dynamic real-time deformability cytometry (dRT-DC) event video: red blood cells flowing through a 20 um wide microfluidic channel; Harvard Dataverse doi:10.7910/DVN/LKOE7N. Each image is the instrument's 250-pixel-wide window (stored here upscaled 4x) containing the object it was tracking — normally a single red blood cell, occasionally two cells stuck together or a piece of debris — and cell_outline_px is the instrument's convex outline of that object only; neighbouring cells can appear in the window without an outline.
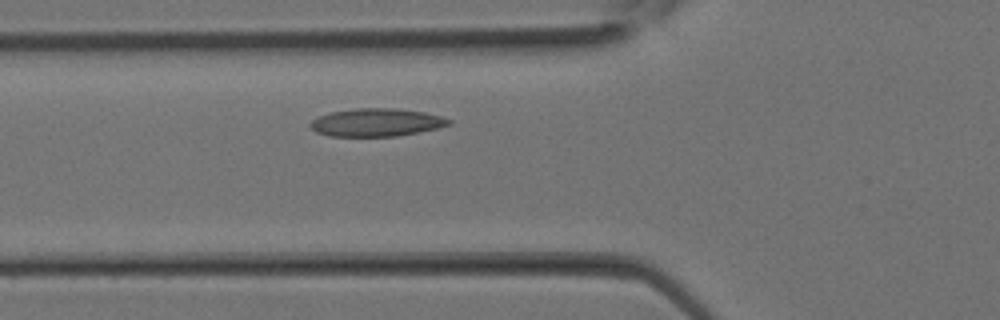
{"species": "Egyptian fruit bat (a non-hibernating species)", "species_latin": "Rousettus aegyptiacus", "temperature_condition": "room temperature", "stored_images_in_passage": 8, "camera_frame_rate_fps": 3000, "um_per_image_px": 0.085, "animal": {"sex": "female"}, "frame": {"image": 1, "passage_image": 2, "time_ms": 0.333, "image_size_px": [1000, 320], "cell_outline_px": [[452, 124], [436, 128], [396, 136], [328, 136], [316, 132], [308, 124], [312, 120], [320, 116], [332, 112], [352, 108], [392, 108], [424, 112], [440, 116], [452, 120]], "centroid_in_image_um": [31.97, 10.4], "position_along_channel_um": 93.8, "area_um2": 22.37}}
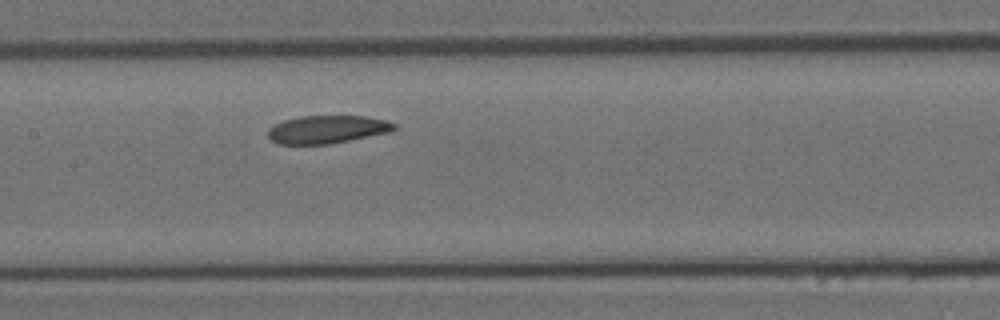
{"frame": {"image": 2, "passage_image": 6, "time_ms": 1.667, "image_size_px": [1000, 320], "cell_outline_px": [[396, 128], [392, 132], [332, 144], [276, 144], [268, 136], [268, 128], [272, 124], [284, 120], [300, 116], [368, 116], [384, 120], [396, 124]], "centroid_in_image_um": [27.81, 11.0], "position_along_channel_um": 179.6, "area_um2": 20.87}}
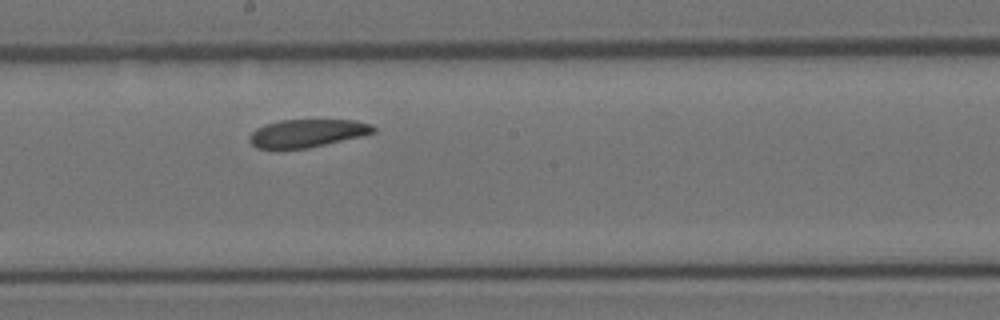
{"frame": {"image": 3, "passage_image": 8, "time_ms": 2.333, "image_size_px": [1000, 320], "cell_outline_px": [[376, 132], [360, 136], [308, 148], [276, 152], [256, 148], [248, 140], [248, 136], [256, 128], [264, 124], [280, 120], [356, 120], [372, 124], [376, 128]], "centroid_in_image_um": [26.02, 11.36], "position_along_channel_um": 222.2, "area_um2": 20.87}}